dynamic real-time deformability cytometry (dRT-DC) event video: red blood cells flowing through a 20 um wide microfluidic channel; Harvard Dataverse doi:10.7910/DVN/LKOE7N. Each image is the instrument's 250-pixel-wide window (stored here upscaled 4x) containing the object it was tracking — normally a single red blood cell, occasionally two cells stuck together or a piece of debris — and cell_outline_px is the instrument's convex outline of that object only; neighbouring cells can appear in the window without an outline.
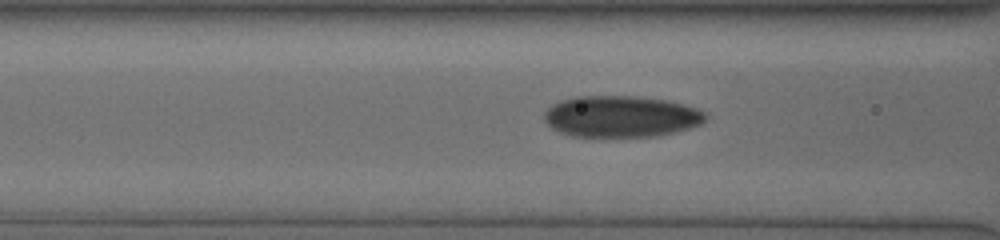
{"species": "human", "species_latin": "Homo sapiens", "temperature_condition": "cold", "stored_images_in_passage": 40, "camera_frame_rate_fps": 3000, "um_per_image_px": 0.085, "donor": {"sex": "male"}, "frame": {"image": 1, "passage_image": 9, "time_ms": 2.667, "image_size_px": [1000, 240], "cell_outline_px": [[708, 116], [700, 124], [688, 128], [660, 136], [572, 136], [560, 132], [552, 128], [544, 120], [544, 112], [552, 104], [560, 100], [576, 96], [632, 96], [664, 100], [684, 104], [696, 108], [704, 112]], "centroid_in_image_um": [52.76, 9.89], "position_along_channel_um": 113.8, "area_um2": 38.78}}
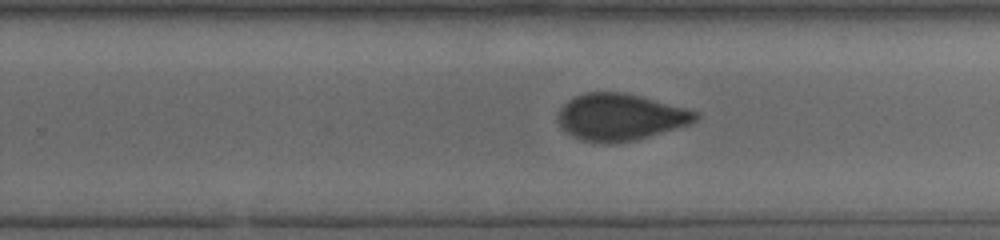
{"frame": {"image": 2, "passage_image": 22, "time_ms": 7.0, "image_size_px": [1000, 240], "cell_outline_px": [[700, 116], [692, 124], [636, 140], [612, 144], [592, 144], [580, 140], [564, 132], [560, 128], [556, 120], [556, 116], [560, 108], [568, 100], [584, 92], [624, 92], [640, 96], [700, 112]], "centroid_in_image_um": [52.68, 9.98], "position_along_channel_um": 277.1, "area_um2": 38.26}}
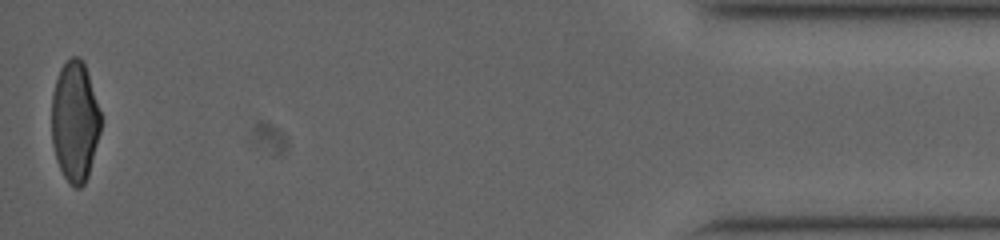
{"frame": {"image": 3, "passage_image": 40, "time_ms": 13.0, "image_size_px": [1000, 240], "cell_outline_px": [[100, 132], [88, 176], [84, 184], [80, 188], [76, 188], [64, 176], [56, 160], [52, 144], [52, 92], [60, 68], [72, 56], [80, 56], [84, 64], [100, 112]], "centroid_in_image_um": [6.35, 10.33], "position_along_channel_um": 428.9, "area_um2": 34.1}, "authors_computed_cell_mechanics": {"area_um2": 37.9457, "velocity_mm_per_s": 3.7744, "shape_relaxation_time_tau1_ms": 6.1048, "shape_relaxation_time_tau2_ms": 1.5207, "deformation_change_tau1": 0.163, "deformation_change_tau2": 0.0628}}